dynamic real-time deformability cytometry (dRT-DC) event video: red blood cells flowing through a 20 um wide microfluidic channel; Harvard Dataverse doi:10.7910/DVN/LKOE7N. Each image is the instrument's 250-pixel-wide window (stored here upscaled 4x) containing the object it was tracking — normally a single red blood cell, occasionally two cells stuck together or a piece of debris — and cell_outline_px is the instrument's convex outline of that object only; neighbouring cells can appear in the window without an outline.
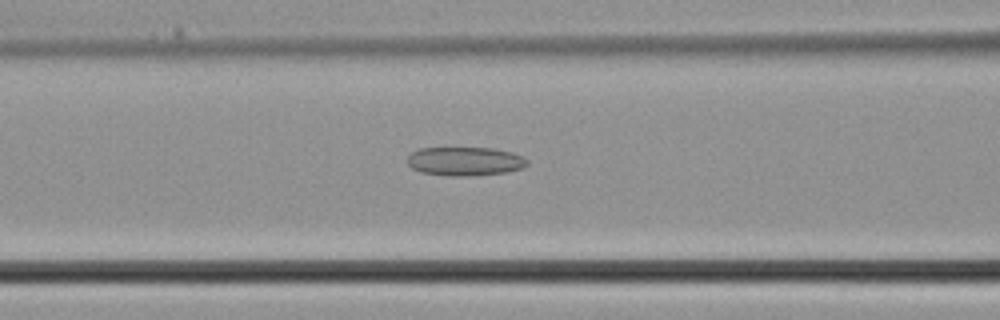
{"species": "common noctule bat (a hibernating species)", "species_latin": "Nyctalus noctula", "temperature_condition": "cold", "stored_images_in_passage": 31, "camera_frame_rate_fps": 3000, "um_per_image_px": 0.085, "animal": {"sex": "male", "body_mass_g": 21.5, "forearm_length_mm": 52.0}, "frame": {"image": 1, "passage_image": 12, "time_ms": 3.667, "image_size_px": [1000, 320], "cell_outline_px": [[528, 164], [520, 168], [504, 172], [472, 176], [448, 176], [420, 172], [412, 168], [408, 164], [408, 156], [412, 152], [420, 148], [496, 148], [512, 152], [524, 156], [528, 160]], "centroid_in_image_um": [39.52, 13.7], "position_along_channel_um": 127.1, "area_um2": 20.17}}
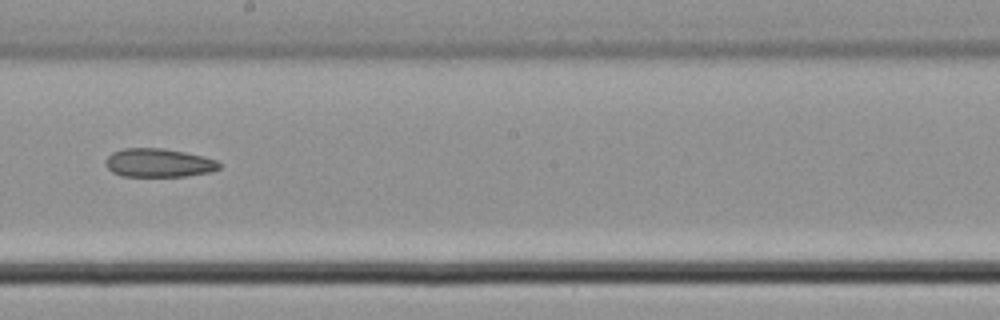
{"frame": {"image": 2, "passage_image": 18, "time_ms": 5.667, "image_size_px": [1000, 320], "cell_outline_px": [[220, 168], [212, 172], [184, 176], [120, 176], [112, 172], [104, 164], [104, 160], [112, 152], [124, 148], [164, 148], [204, 156], [216, 160], [220, 164]], "centroid_in_image_um": [13.46, 13.84], "position_along_channel_um": 234.7, "area_um2": 19.07}}
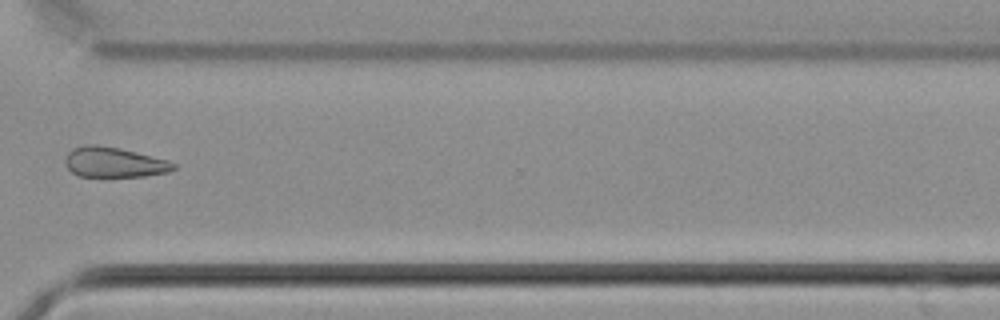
{"frame": {"image": 3, "passage_image": 25, "time_ms": 8.0, "image_size_px": [1000, 320], "cell_outline_px": [[176, 168], [168, 172], [144, 176], [108, 180], [80, 176], [72, 172], [64, 164], [64, 160], [68, 152], [72, 148], [84, 144], [96, 144], [120, 148], [168, 160], [176, 164]], "centroid_in_image_um": [9.66, 13.84], "position_along_channel_um": 360.9, "area_um2": 20.0}}